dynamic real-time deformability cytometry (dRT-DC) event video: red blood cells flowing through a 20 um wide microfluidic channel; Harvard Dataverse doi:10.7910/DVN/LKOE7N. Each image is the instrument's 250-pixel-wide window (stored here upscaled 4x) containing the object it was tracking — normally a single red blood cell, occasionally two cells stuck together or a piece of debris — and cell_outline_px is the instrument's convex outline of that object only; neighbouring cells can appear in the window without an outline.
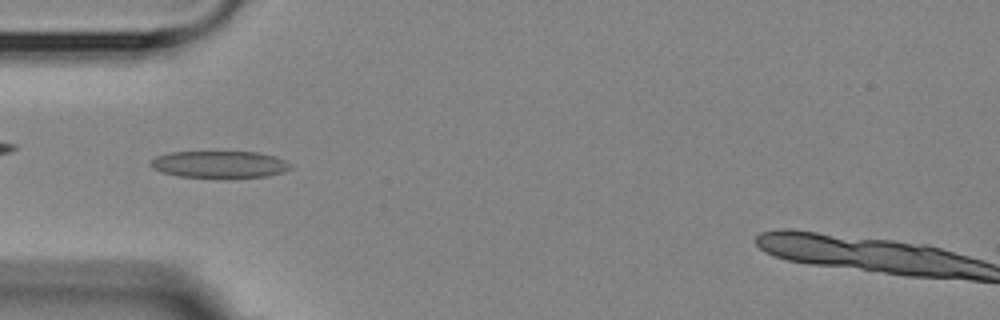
{"species": "Egyptian fruit bat (a non-hibernating species)", "species_latin": "Rousettus aegyptiacus", "temperature_condition": "room temperature", "stored_images_in_passage": 4, "camera_frame_rate_fps": 3000, "um_per_image_px": 0.085, "animal": {"sex": "female"}, "frame": {"image": 1, "passage_image": 4, "time_ms": 3.333, "image_size_px": [1000, 320], "cell_outline_px": [[292, 168], [284, 172], [268, 176], [180, 176], [160, 172], [152, 168], [148, 164], [156, 156], [168, 152], [256, 152], [272, 156], [284, 160], [292, 164]], "centroid_in_image_um": [18.63, 13.95], "position_along_channel_um": 66.4, "area_um2": 21.5}}